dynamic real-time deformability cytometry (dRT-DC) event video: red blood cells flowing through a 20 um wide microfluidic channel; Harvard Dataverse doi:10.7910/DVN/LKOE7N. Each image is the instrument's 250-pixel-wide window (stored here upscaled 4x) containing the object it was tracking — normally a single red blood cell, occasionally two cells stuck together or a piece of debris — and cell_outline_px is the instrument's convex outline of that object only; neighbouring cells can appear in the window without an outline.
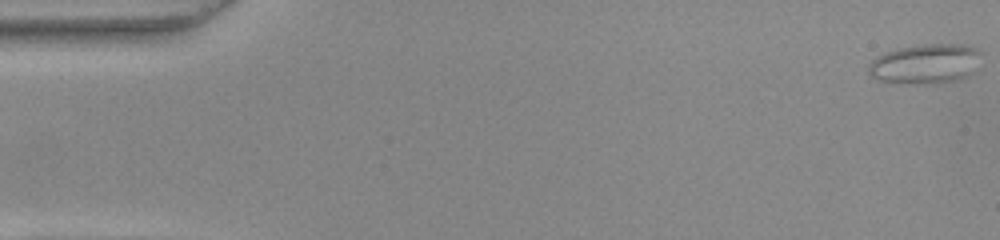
{"species": "common noctule bat (a hibernating species)", "species_latin": "Nyctalus noctula", "temperature_condition": "warm", "stored_images_in_passage": 53, "camera_frame_rate_fps": 3000, "um_per_image_px": 0.085, "animal": {"sex": "female", "body_mass_g": 22.0, "forearm_length_mm": 56.7}, "frame": {"image": 1, "passage_image": 1, "time_ms": 0.0, "image_size_px": [1000, 240], "cell_outline_px": [[980, 52], [976, 72], [960, 80], [940, 84], [896, 84], [876, 80], [868, 72], [868, 64], [876, 56], [884, 52], [896, 48], [924, 44], [968, 44], [980, 48]], "centroid_in_image_um": [78.67, 5.44], "position_along_channel_um": 6.3, "area_um2": 27.17}}
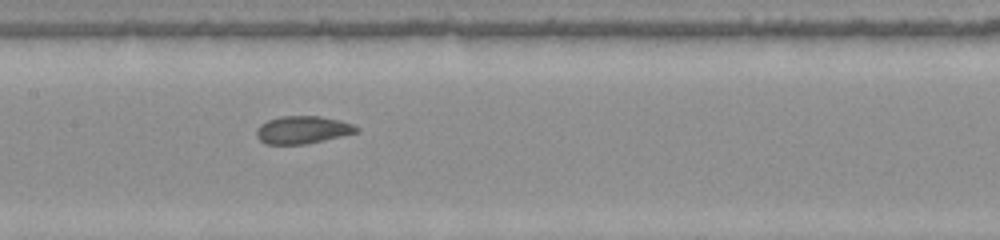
{"frame": {"image": 2, "passage_image": 26, "time_ms": 8.333, "image_size_px": [1000, 240], "cell_outline_px": [[360, 132], [324, 140], [304, 144], [264, 144], [256, 136], [256, 128], [260, 124], [268, 120], [280, 116], [320, 116], [340, 120], [352, 124], [360, 128]], "centroid_in_image_um": [25.72, 11.03], "position_along_channel_um": 181.7, "area_um2": 16.24}}
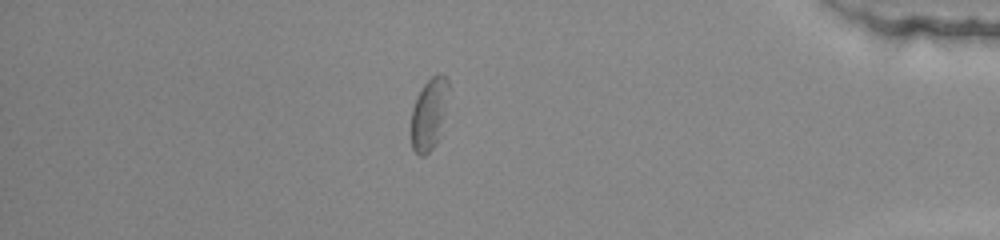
{"frame": {"image": 3, "passage_image": 46, "time_ms": 15.0, "image_size_px": [1000, 240], "cell_outline_px": [[448, 88], [444, 116], [440, 136], [436, 144], [424, 156], [420, 156], [412, 148], [412, 108], [416, 96], [424, 84], [432, 76], [444, 76], [448, 80]], "centroid_in_image_um": [36.46, 9.72], "position_along_channel_um": 398.7, "area_um2": 15.32}, "authors_computed_cell_mechanics": {"area_um2": 16.5886, "velocity_mm_per_s": 3.8389, "shape_relaxation_time_tau1_ms": null, "shape_relaxation_time_tau2_ms": 1.3021, "deformation_change_tau1": null, "deformation_change_tau2": 0.0536}}